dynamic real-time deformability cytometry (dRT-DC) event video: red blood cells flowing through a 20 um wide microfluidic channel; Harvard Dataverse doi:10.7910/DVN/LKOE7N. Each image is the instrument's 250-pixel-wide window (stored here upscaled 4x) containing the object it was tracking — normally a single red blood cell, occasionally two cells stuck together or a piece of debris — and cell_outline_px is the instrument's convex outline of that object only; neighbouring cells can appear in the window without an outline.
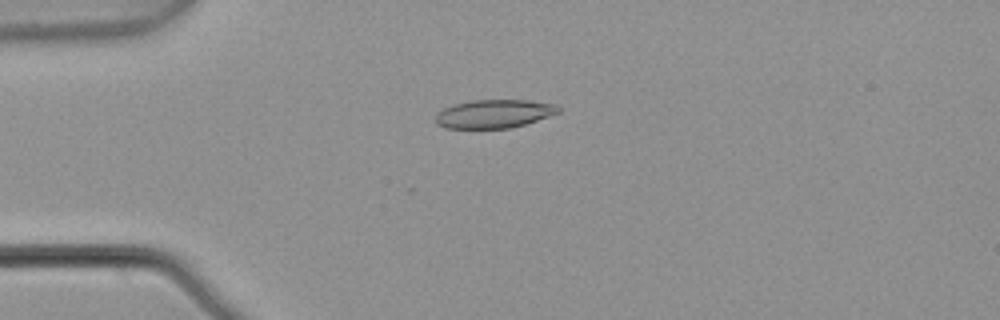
{"species": "common noctule bat (a hibernating species)", "species_latin": "Nyctalus noctula", "temperature_condition": "warm", "stored_images_in_passage": 5, "camera_frame_rate_fps": 3000, "um_per_image_px": 0.085, "animal": {"sex": "male", "body_mass_g": 21.5, "forearm_length_mm": 52.0}, "frame": {"image": 1, "passage_image": 4, "time_ms": 1.0, "image_size_px": [1000, 320], "cell_outline_px": [[560, 112], [512, 128], [444, 128], [436, 124], [436, 116], [444, 108], [456, 104], [472, 100], [528, 100], [556, 104], [560, 108]], "centroid_in_image_um": [42.01, 9.67], "position_along_channel_um": 43.0, "area_um2": 20.17}}